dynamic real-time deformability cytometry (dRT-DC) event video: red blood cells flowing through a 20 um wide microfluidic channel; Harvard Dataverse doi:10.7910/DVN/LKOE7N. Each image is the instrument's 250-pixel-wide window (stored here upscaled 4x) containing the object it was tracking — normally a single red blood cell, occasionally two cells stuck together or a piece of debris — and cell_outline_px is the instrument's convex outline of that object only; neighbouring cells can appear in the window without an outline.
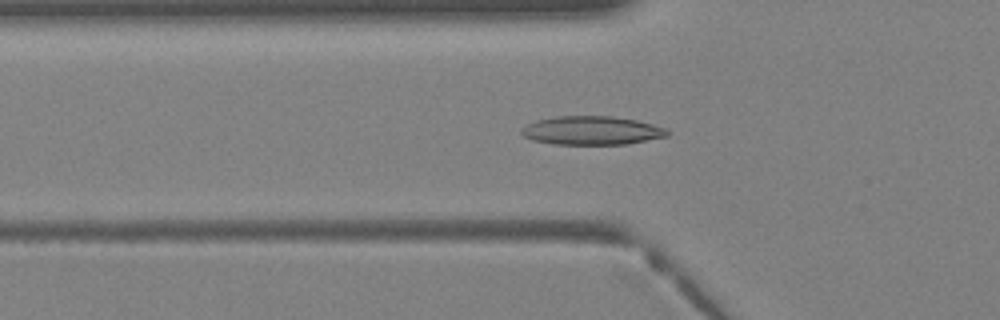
{"species": "Egyptian fruit bat (a non-hibernating species)", "species_latin": "Rousettus aegyptiacus", "temperature_condition": "warm", "stored_images_in_passage": 33, "camera_frame_rate_fps": 3000, "um_per_image_px": 0.085, "animal": {"sex": "female"}, "frame": {"image": 1, "passage_image": 7, "time_ms": 2.0, "image_size_px": [1000, 320], "cell_outline_px": [[668, 136], [628, 144], [556, 144], [532, 140], [524, 136], [520, 132], [520, 128], [536, 120], [556, 116], [612, 116], [636, 120], [668, 128]], "centroid_in_image_um": [50.3, 11.09], "position_along_channel_um": 75.5, "area_um2": 24.39}}
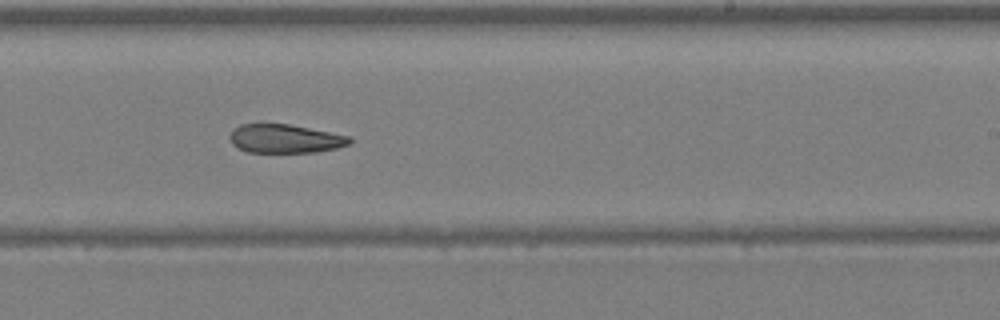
{"frame": {"image": 2, "passage_image": 18, "time_ms": 5.667, "image_size_px": [1000, 320], "cell_outline_px": [[352, 140], [348, 144], [336, 148], [316, 152], [248, 152], [232, 144], [228, 136], [232, 128], [240, 124], [288, 124], [352, 136]], "centroid_in_image_um": [24.21, 11.78], "position_along_channel_um": 264.8, "area_um2": 20.06}}
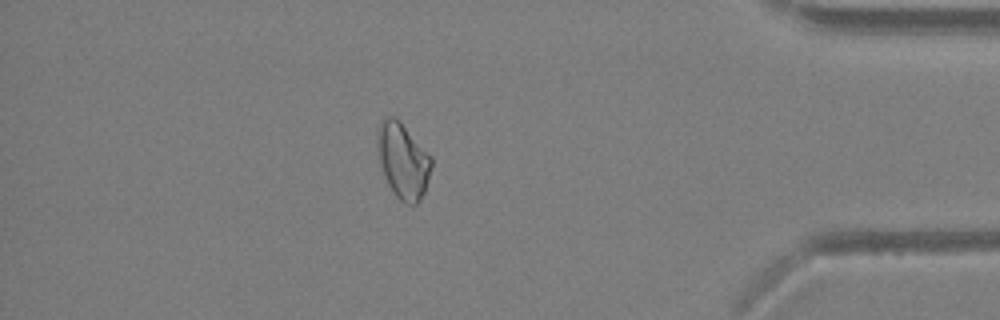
{"frame": {"image": 3, "passage_image": 28, "time_ms": 9.0, "image_size_px": [1000, 320], "cell_outline_px": [[432, 164], [424, 192], [420, 200], [416, 204], [404, 204], [396, 196], [388, 184], [380, 164], [376, 140], [376, 128], [380, 120], [388, 116], [396, 116], [432, 156]], "centroid_in_image_um": [34.23, 13.61], "position_along_channel_um": 401.0, "area_um2": 23.99}}